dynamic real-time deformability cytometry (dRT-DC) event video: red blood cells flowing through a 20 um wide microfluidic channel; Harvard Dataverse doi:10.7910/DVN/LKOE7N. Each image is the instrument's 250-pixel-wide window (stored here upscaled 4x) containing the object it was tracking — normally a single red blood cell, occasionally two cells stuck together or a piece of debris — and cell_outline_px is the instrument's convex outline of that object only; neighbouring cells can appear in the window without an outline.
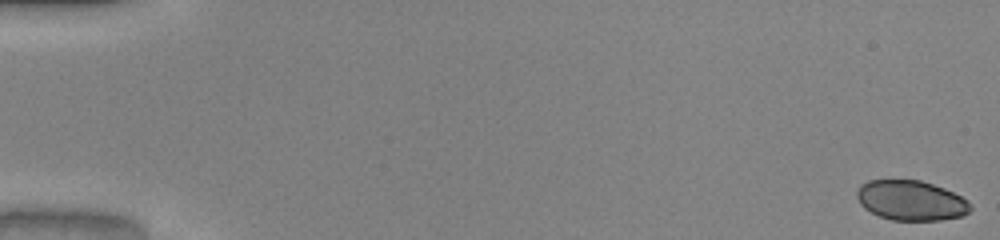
{"species": "common noctule bat (a hibernating species)", "species_latin": "Nyctalus noctula", "temperature_condition": "warm", "stored_images_in_passage": 52, "camera_frame_rate_fps": 3000, "um_per_image_px": 0.085, "animal": {"sex": "male", "body_mass_g": 20.0, "forearm_length_mm": 53.3}, "frame": {"image": 1, "passage_image": 1, "time_ms": 0.0, "image_size_px": [1000, 240], "cell_outline_px": [[972, 208], [964, 216], [940, 220], [892, 220], [880, 216], [864, 208], [860, 204], [856, 196], [856, 192], [860, 184], [868, 180], [920, 180], [944, 188], [968, 200]], "centroid_in_image_um": [77.43, 17.04], "position_along_channel_um": 7.6, "area_um2": 26.47}}